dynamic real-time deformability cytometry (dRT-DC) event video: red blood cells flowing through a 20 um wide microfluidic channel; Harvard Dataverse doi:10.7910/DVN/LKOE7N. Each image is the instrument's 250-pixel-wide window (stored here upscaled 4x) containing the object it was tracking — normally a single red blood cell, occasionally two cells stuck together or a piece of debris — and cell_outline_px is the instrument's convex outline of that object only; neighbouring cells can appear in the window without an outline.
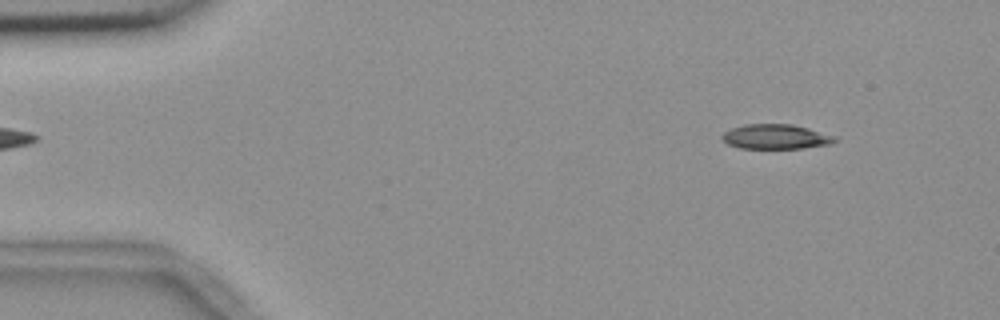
{"species": "common noctule bat (a hibernating species)", "species_latin": "Nyctalus noctula", "temperature_condition": "room temperature", "stored_images_in_passage": 54, "camera_frame_rate_fps": 3000, "um_per_image_px": 0.085, "animal": {"sex": "female", "body_mass_g": 18.4}, "frame": {"image": 1, "passage_image": 5, "time_ms": 1.333, "image_size_px": [1000, 320], "cell_outline_px": [[836, 140], [832, 144], [804, 148], [740, 148], [728, 144], [720, 136], [724, 132], [732, 128], [744, 124], [792, 124], [808, 128], [836, 136]], "centroid_in_image_um": [65.95, 11.62], "position_along_channel_um": 19.0, "area_um2": 16.24}}
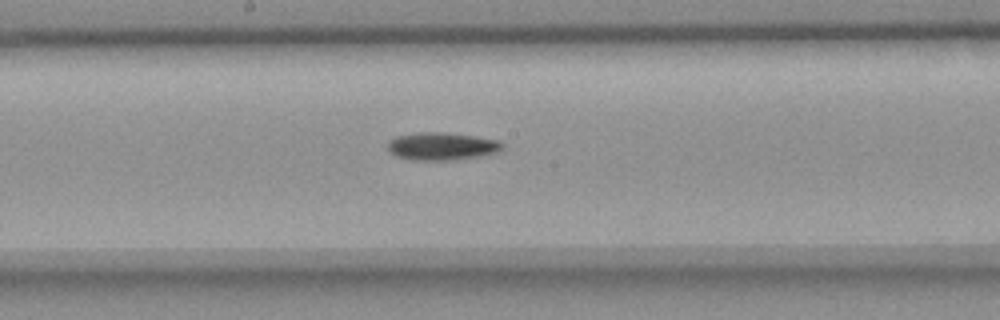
{"frame": {"image": 2, "passage_image": 28, "time_ms": 9.0, "image_size_px": [1000, 320], "cell_outline_px": [[504, 148], [496, 152], [480, 156], [456, 160], [412, 160], [396, 156], [388, 152], [384, 148], [388, 140], [396, 136], [420, 132], [440, 132], [476, 136], [500, 140], [504, 144]], "centroid_in_image_um": [37.51, 12.43], "position_along_channel_um": 210.7, "area_um2": 18.9}}
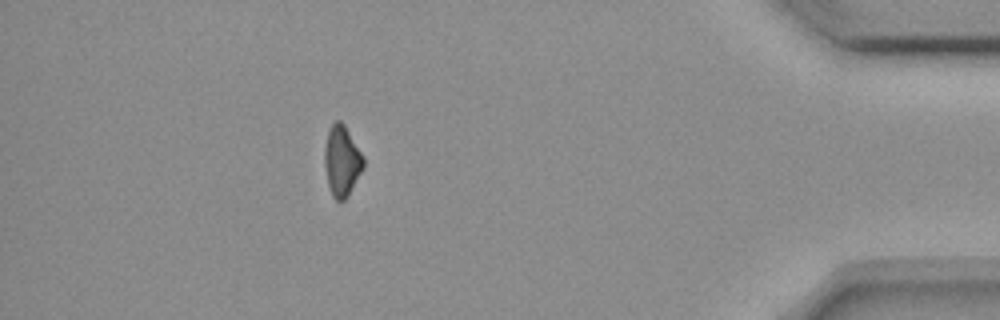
{"frame": {"image": 3, "passage_image": 48, "time_ms": 15.667, "image_size_px": [1000, 320], "cell_outline_px": [[364, 168], [348, 196], [344, 200], [336, 200], [332, 196], [328, 184], [324, 164], [324, 148], [328, 128], [336, 120], [340, 120], [344, 124], [364, 156]], "centroid_in_image_um": [29.06, 13.66], "position_along_channel_um": 406.1, "area_um2": 16.18}}